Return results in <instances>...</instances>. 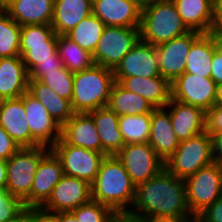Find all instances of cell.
<instances>
[{"label": "cell", "instance_id": "obj_11", "mask_svg": "<svg viewBox=\"0 0 222 222\" xmlns=\"http://www.w3.org/2000/svg\"><path fill=\"white\" fill-rule=\"evenodd\" d=\"M135 186L156 176L164 167V161L148 144H125L116 154Z\"/></svg>", "mask_w": 222, "mask_h": 222}, {"label": "cell", "instance_id": "obj_4", "mask_svg": "<svg viewBox=\"0 0 222 222\" xmlns=\"http://www.w3.org/2000/svg\"><path fill=\"white\" fill-rule=\"evenodd\" d=\"M115 83L112 69L94 64L74 73L71 105L75 113H88L108 105Z\"/></svg>", "mask_w": 222, "mask_h": 222}, {"label": "cell", "instance_id": "obj_44", "mask_svg": "<svg viewBox=\"0 0 222 222\" xmlns=\"http://www.w3.org/2000/svg\"><path fill=\"white\" fill-rule=\"evenodd\" d=\"M29 222H56L52 214L45 213L39 208L29 207Z\"/></svg>", "mask_w": 222, "mask_h": 222}, {"label": "cell", "instance_id": "obj_45", "mask_svg": "<svg viewBox=\"0 0 222 222\" xmlns=\"http://www.w3.org/2000/svg\"><path fill=\"white\" fill-rule=\"evenodd\" d=\"M213 161L222 167V132L212 136Z\"/></svg>", "mask_w": 222, "mask_h": 222}, {"label": "cell", "instance_id": "obj_53", "mask_svg": "<svg viewBox=\"0 0 222 222\" xmlns=\"http://www.w3.org/2000/svg\"><path fill=\"white\" fill-rule=\"evenodd\" d=\"M215 49L222 56V35L215 32Z\"/></svg>", "mask_w": 222, "mask_h": 222}, {"label": "cell", "instance_id": "obj_13", "mask_svg": "<svg viewBox=\"0 0 222 222\" xmlns=\"http://www.w3.org/2000/svg\"><path fill=\"white\" fill-rule=\"evenodd\" d=\"M91 200V184L64 174L55 185L49 199L39 209L49 214L67 212Z\"/></svg>", "mask_w": 222, "mask_h": 222}, {"label": "cell", "instance_id": "obj_12", "mask_svg": "<svg viewBox=\"0 0 222 222\" xmlns=\"http://www.w3.org/2000/svg\"><path fill=\"white\" fill-rule=\"evenodd\" d=\"M216 83L211 77L186 73L171 83V99L201 108L204 112L215 103Z\"/></svg>", "mask_w": 222, "mask_h": 222}, {"label": "cell", "instance_id": "obj_54", "mask_svg": "<svg viewBox=\"0 0 222 222\" xmlns=\"http://www.w3.org/2000/svg\"><path fill=\"white\" fill-rule=\"evenodd\" d=\"M12 0H0V9H4Z\"/></svg>", "mask_w": 222, "mask_h": 222}, {"label": "cell", "instance_id": "obj_48", "mask_svg": "<svg viewBox=\"0 0 222 222\" xmlns=\"http://www.w3.org/2000/svg\"><path fill=\"white\" fill-rule=\"evenodd\" d=\"M4 222H29V207L24 206L15 216Z\"/></svg>", "mask_w": 222, "mask_h": 222}, {"label": "cell", "instance_id": "obj_10", "mask_svg": "<svg viewBox=\"0 0 222 222\" xmlns=\"http://www.w3.org/2000/svg\"><path fill=\"white\" fill-rule=\"evenodd\" d=\"M50 149L60 159L65 175L79 178L89 184L95 180L106 156L104 153L67 144L62 138Z\"/></svg>", "mask_w": 222, "mask_h": 222}, {"label": "cell", "instance_id": "obj_25", "mask_svg": "<svg viewBox=\"0 0 222 222\" xmlns=\"http://www.w3.org/2000/svg\"><path fill=\"white\" fill-rule=\"evenodd\" d=\"M148 144L165 162L178 148V140L171 124L169 111L155 108L151 113V130Z\"/></svg>", "mask_w": 222, "mask_h": 222}, {"label": "cell", "instance_id": "obj_40", "mask_svg": "<svg viewBox=\"0 0 222 222\" xmlns=\"http://www.w3.org/2000/svg\"><path fill=\"white\" fill-rule=\"evenodd\" d=\"M21 147L0 125V159L8 160Z\"/></svg>", "mask_w": 222, "mask_h": 222}, {"label": "cell", "instance_id": "obj_47", "mask_svg": "<svg viewBox=\"0 0 222 222\" xmlns=\"http://www.w3.org/2000/svg\"><path fill=\"white\" fill-rule=\"evenodd\" d=\"M109 222H141V218L132 216L129 213H116Z\"/></svg>", "mask_w": 222, "mask_h": 222}, {"label": "cell", "instance_id": "obj_26", "mask_svg": "<svg viewBox=\"0 0 222 222\" xmlns=\"http://www.w3.org/2000/svg\"><path fill=\"white\" fill-rule=\"evenodd\" d=\"M55 0H12L4 10L20 26L51 25Z\"/></svg>", "mask_w": 222, "mask_h": 222}, {"label": "cell", "instance_id": "obj_17", "mask_svg": "<svg viewBox=\"0 0 222 222\" xmlns=\"http://www.w3.org/2000/svg\"><path fill=\"white\" fill-rule=\"evenodd\" d=\"M23 104L31 136L40 145L51 148L61 138V126L28 92L23 94Z\"/></svg>", "mask_w": 222, "mask_h": 222}, {"label": "cell", "instance_id": "obj_38", "mask_svg": "<svg viewBox=\"0 0 222 222\" xmlns=\"http://www.w3.org/2000/svg\"><path fill=\"white\" fill-rule=\"evenodd\" d=\"M23 207V203L6 189L0 190V222L12 218Z\"/></svg>", "mask_w": 222, "mask_h": 222}, {"label": "cell", "instance_id": "obj_20", "mask_svg": "<svg viewBox=\"0 0 222 222\" xmlns=\"http://www.w3.org/2000/svg\"><path fill=\"white\" fill-rule=\"evenodd\" d=\"M165 108L180 142L205 131V112L201 108L174 99H170Z\"/></svg>", "mask_w": 222, "mask_h": 222}, {"label": "cell", "instance_id": "obj_19", "mask_svg": "<svg viewBox=\"0 0 222 222\" xmlns=\"http://www.w3.org/2000/svg\"><path fill=\"white\" fill-rule=\"evenodd\" d=\"M0 125L20 147L40 146L31 136L23 95L18 98L0 100Z\"/></svg>", "mask_w": 222, "mask_h": 222}, {"label": "cell", "instance_id": "obj_37", "mask_svg": "<svg viewBox=\"0 0 222 222\" xmlns=\"http://www.w3.org/2000/svg\"><path fill=\"white\" fill-rule=\"evenodd\" d=\"M70 212L78 222H109L116 214L110 207L93 200Z\"/></svg>", "mask_w": 222, "mask_h": 222}, {"label": "cell", "instance_id": "obj_22", "mask_svg": "<svg viewBox=\"0 0 222 222\" xmlns=\"http://www.w3.org/2000/svg\"><path fill=\"white\" fill-rule=\"evenodd\" d=\"M114 79L126 90L145 98L155 108L166 107L171 99V83L161 75L156 77L134 76Z\"/></svg>", "mask_w": 222, "mask_h": 222}, {"label": "cell", "instance_id": "obj_16", "mask_svg": "<svg viewBox=\"0 0 222 222\" xmlns=\"http://www.w3.org/2000/svg\"><path fill=\"white\" fill-rule=\"evenodd\" d=\"M114 78L160 76L156 46L139 40L113 70Z\"/></svg>", "mask_w": 222, "mask_h": 222}, {"label": "cell", "instance_id": "obj_32", "mask_svg": "<svg viewBox=\"0 0 222 222\" xmlns=\"http://www.w3.org/2000/svg\"><path fill=\"white\" fill-rule=\"evenodd\" d=\"M57 53L63 66L73 73L89 69L95 64L92 54L66 35H58Z\"/></svg>", "mask_w": 222, "mask_h": 222}, {"label": "cell", "instance_id": "obj_41", "mask_svg": "<svg viewBox=\"0 0 222 222\" xmlns=\"http://www.w3.org/2000/svg\"><path fill=\"white\" fill-rule=\"evenodd\" d=\"M196 220L198 222H222V195L201 212Z\"/></svg>", "mask_w": 222, "mask_h": 222}, {"label": "cell", "instance_id": "obj_21", "mask_svg": "<svg viewBox=\"0 0 222 222\" xmlns=\"http://www.w3.org/2000/svg\"><path fill=\"white\" fill-rule=\"evenodd\" d=\"M61 138L72 146L102 153L100 137L92 117L88 113H75L61 127Z\"/></svg>", "mask_w": 222, "mask_h": 222}, {"label": "cell", "instance_id": "obj_42", "mask_svg": "<svg viewBox=\"0 0 222 222\" xmlns=\"http://www.w3.org/2000/svg\"><path fill=\"white\" fill-rule=\"evenodd\" d=\"M62 67V61L41 62L29 71V79L38 80L45 72L59 71Z\"/></svg>", "mask_w": 222, "mask_h": 222}, {"label": "cell", "instance_id": "obj_50", "mask_svg": "<svg viewBox=\"0 0 222 222\" xmlns=\"http://www.w3.org/2000/svg\"><path fill=\"white\" fill-rule=\"evenodd\" d=\"M52 215L55 217L56 222H78L75 216L70 211L57 212Z\"/></svg>", "mask_w": 222, "mask_h": 222}, {"label": "cell", "instance_id": "obj_6", "mask_svg": "<svg viewBox=\"0 0 222 222\" xmlns=\"http://www.w3.org/2000/svg\"><path fill=\"white\" fill-rule=\"evenodd\" d=\"M213 162L212 137L204 131L181 141L164 165L171 174L186 179Z\"/></svg>", "mask_w": 222, "mask_h": 222}, {"label": "cell", "instance_id": "obj_51", "mask_svg": "<svg viewBox=\"0 0 222 222\" xmlns=\"http://www.w3.org/2000/svg\"><path fill=\"white\" fill-rule=\"evenodd\" d=\"M7 169L6 160L0 159V190L6 189Z\"/></svg>", "mask_w": 222, "mask_h": 222}, {"label": "cell", "instance_id": "obj_15", "mask_svg": "<svg viewBox=\"0 0 222 222\" xmlns=\"http://www.w3.org/2000/svg\"><path fill=\"white\" fill-rule=\"evenodd\" d=\"M144 0H92V14L105 26L139 28Z\"/></svg>", "mask_w": 222, "mask_h": 222}, {"label": "cell", "instance_id": "obj_46", "mask_svg": "<svg viewBox=\"0 0 222 222\" xmlns=\"http://www.w3.org/2000/svg\"><path fill=\"white\" fill-rule=\"evenodd\" d=\"M213 32H222V0H215V21Z\"/></svg>", "mask_w": 222, "mask_h": 222}, {"label": "cell", "instance_id": "obj_28", "mask_svg": "<svg viewBox=\"0 0 222 222\" xmlns=\"http://www.w3.org/2000/svg\"><path fill=\"white\" fill-rule=\"evenodd\" d=\"M92 14V0H55L51 26L57 35H65Z\"/></svg>", "mask_w": 222, "mask_h": 222}, {"label": "cell", "instance_id": "obj_29", "mask_svg": "<svg viewBox=\"0 0 222 222\" xmlns=\"http://www.w3.org/2000/svg\"><path fill=\"white\" fill-rule=\"evenodd\" d=\"M28 93L44 105L61 127L75 114L70 100L61 98L39 80L29 79Z\"/></svg>", "mask_w": 222, "mask_h": 222}, {"label": "cell", "instance_id": "obj_8", "mask_svg": "<svg viewBox=\"0 0 222 222\" xmlns=\"http://www.w3.org/2000/svg\"><path fill=\"white\" fill-rule=\"evenodd\" d=\"M187 205L196 218L222 195V167L211 163L184 179Z\"/></svg>", "mask_w": 222, "mask_h": 222}, {"label": "cell", "instance_id": "obj_39", "mask_svg": "<svg viewBox=\"0 0 222 222\" xmlns=\"http://www.w3.org/2000/svg\"><path fill=\"white\" fill-rule=\"evenodd\" d=\"M205 132L211 137L222 132V105H213L205 112Z\"/></svg>", "mask_w": 222, "mask_h": 222}, {"label": "cell", "instance_id": "obj_1", "mask_svg": "<svg viewBox=\"0 0 222 222\" xmlns=\"http://www.w3.org/2000/svg\"><path fill=\"white\" fill-rule=\"evenodd\" d=\"M129 214L138 218L196 219L187 205L184 179L171 174L165 167L156 176L136 186Z\"/></svg>", "mask_w": 222, "mask_h": 222}, {"label": "cell", "instance_id": "obj_2", "mask_svg": "<svg viewBox=\"0 0 222 222\" xmlns=\"http://www.w3.org/2000/svg\"><path fill=\"white\" fill-rule=\"evenodd\" d=\"M136 186L116 155H107L91 184L92 200L110 207L115 213H129Z\"/></svg>", "mask_w": 222, "mask_h": 222}, {"label": "cell", "instance_id": "obj_52", "mask_svg": "<svg viewBox=\"0 0 222 222\" xmlns=\"http://www.w3.org/2000/svg\"><path fill=\"white\" fill-rule=\"evenodd\" d=\"M214 105H222V83L216 84V97Z\"/></svg>", "mask_w": 222, "mask_h": 222}, {"label": "cell", "instance_id": "obj_5", "mask_svg": "<svg viewBox=\"0 0 222 222\" xmlns=\"http://www.w3.org/2000/svg\"><path fill=\"white\" fill-rule=\"evenodd\" d=\"M50 150L47 146L21 147L7 161L6 190L29 207V194L37 166Z\"/></svg>", "mask_w": 222, "mask_h": 222}, {"label": "cell", "instance_id": "obj_3", "mask_svg": "<svg viewBox=\"0 0 222 222\" xmlns=\"http://www.w3.org/2000/svg\"><path fill=\"white\" fill-rule=\"evenodd\" d=\"M139 30L140 40L154 46L190 32L172 0H144Z\"/></svg>", "mask_w": 222, "mask_h": 222}, {"label": "cell", "instance_id": "obj_30", "mask_svg": "<svg viewBox=\"0 0 222 222\" xmlns=\"http://www.w3.org/2000/svg\"><path fill=\"white\" fill-rule=\"evenodd\" d=\"M214 51L215 32L201 34L190 47L184 72L211 77Z\"/></svg>", "mask_w": 222, "mask_h": 222}, {"label": "cell", "instance_id": "obj_14", "mask_svg": "<svg viewBox=\"0 0 222 222\" xmlns=\"http://www.w3.org/2000/svg\"><path fill=\"white\" fill-rule=\"evenodd\" d=\"M200 35L199 32L190 31L156 46L160 73L163 78L172 83L184 73L190 47Z\"/></svg>", "mask_w": 222, "mask_h": 222}, {"label": "cell", "instance_id": "obj_18", "mask_svg": "<svg viewBox=\"0 0 222 222\" xmlns=\"http://www.w3.org/2000/svg\"><path fill=\"white\" fill-rule=\"evenodd\" d=\"M64 175L60 159L50 149L40 160L29 194V207L40 208Z\"/></svg>", "mask_w": 222, "mask_h": 222}, {"label": "cell", "instance_id": "obj_33", "mask_svg": "<svg viewBox=\"0 0 222 222\" xmlns=\"http://www.w3.org/2000/svg\"><path fill=\"white\" fill-rule=\"evenodd\" d=\"M118 127L124 144H144L149 142L151 113L119 116Z\"/></svg>", "mask_w": 222, "mask_h": 222}, {"label": "cell", "instance_id": "obj_9", "mask_svg": "<svg viewBox=\"0 0 222 222\" xmlns=\"http://www.w3.org/2000/svg\"><path fill=\"white\" fill-rule=\"evenodd\" d=\"M139 40V28L105 26L92 54L94 63L114 70Z\"/></svg>", "mask_w": 222, "mask_h": 222}, {"label": "cell", "instance_id": "obj_27", "mask_svg": "<svg viewBox=\"0 0 222 222\" xmlns=\"http://www.w3.org/2000/svg\"><path fill=\"white\" fill-rule=\"evenodd\" d=\"M92 117L100 142L102 153L116 155L125 145L118 127L119 116L108 106L88 112Z\"/></svg>", "mask_w": 222, "mask_h": 222}, {"label": "cell", "instance_id": "obj_43", "mask_svg": "<svg viewBox=\"0 0 222 222\" xmlns=\"http://www.w3.org/2000/svg\"><path fill=\"white\" fill-rule=\"evenodd\" d=\"M211 78L216 84L222 83V56L216 49L212 56Z\"/></svg>", "mask_w": 222, "mask_h": 222}, {"label": "cell", "instance_id": "obj_49", "mask_svg": "<svg viewBox=\"0 0 222 222\" xmlns=\"http://www.w3.org/2000/svg\"><path fill=\"white\" fill-rule=\"evenodd\" d=\"M141 222H189L187 219L180 218H168V217H144L141 218Z\"/></svg>", "mask_w": 222, "mask_h": 222}, {"label": "cell", "instance_id": "obj_35", "mask_svg": "<svg viewBox=\"0 0 222 222\" xmlns=\"http://www.w3.org/2000/svg\"><path fill=\"white\" fill-rule=\"evenodd\" d=\"M21 26L0 9V57L20 56Z\"/></svg>", "mask_w": 222, "mask_h": 222}, {"label": "cell", "instance_id": "obj_31", "mask_svg": "<svg viewBox=\"0 0 222 222\" xmlns=\"http://www.w3.org/2000/svg\"><path fill=\"white\" fill-rule=\"evenodd\" d=\"M107 106L118 116L152 113L155 109L145 98L126 90L117 81L112 86Z\"/></svg>", "mask_w": 222, "mask_h": 222}, {"label": "cell", "instance_id": "obj_34", "mask_svg": "<svg viewBox=\"0 0 222 222\" xmlns=\"http://www.w3.org/2000/svg\"><path fill=\"white\" fill-rule=\"evenodd\" d=\"M104 28L105 24L97 16L91 14L65 35L93 54Z\"/></svg>", "mask_w": 222, "mask_h": 222}, {"label": "cell", "instance_id": "obj_7", "mask_svg": "<svg viewBox=\"0 0 222 222\" xmlns=\"http://www.w3.org/2000/svg\"><path fill=\"white\" fill-rule=\"evenodd\" d=\"M58 35L51 25H23L20 31V56L28 71L47 61H62L57 53Z\"/></svg>", "mask_w": 222, "mask_h": 222}, {"label": "cell", "instance_id": "obj_36", "mask_svg": "<svg viewBox=\"0 0 222 222\" xmlns=\"http://www.w3.org/2000/svg\"><path fill=\"white\" fill-rule=\"evenodd\" d=\"M74 73L64 66L59 71L45 72L38 80L61 98L70 100L73 95Z\"/></svg>", "mask_w": 222, "mask_h": 222}, {"label": "cell", "instance_id": "obj_23", "mask_svg": "<svg viewBox=\"0 0 222 222\" xmlns=\"http://www.w3.org/2000/svg\"><path fill=\"white\" fill-rule=\"evenodd\" d=\"M177 13L190 31L213 32L215 0H172Z\"/></svg>", "mask_w": 222, "mask_h": 222}, {"label": "cell", "instance_id": "obj_24", "mask_svg": "<svg viewBox=\"0 0 222 222\" xmlns=\"http://www.w3.org/2000/svg\"><path fill=\"white\" fill-rule=\"evenodd\" d=\"M28 84L29 71L21 56L0 57V100L21 97Z\"/></svg>", "mask_w": 222, "mask_h": 222}]
</instances>
